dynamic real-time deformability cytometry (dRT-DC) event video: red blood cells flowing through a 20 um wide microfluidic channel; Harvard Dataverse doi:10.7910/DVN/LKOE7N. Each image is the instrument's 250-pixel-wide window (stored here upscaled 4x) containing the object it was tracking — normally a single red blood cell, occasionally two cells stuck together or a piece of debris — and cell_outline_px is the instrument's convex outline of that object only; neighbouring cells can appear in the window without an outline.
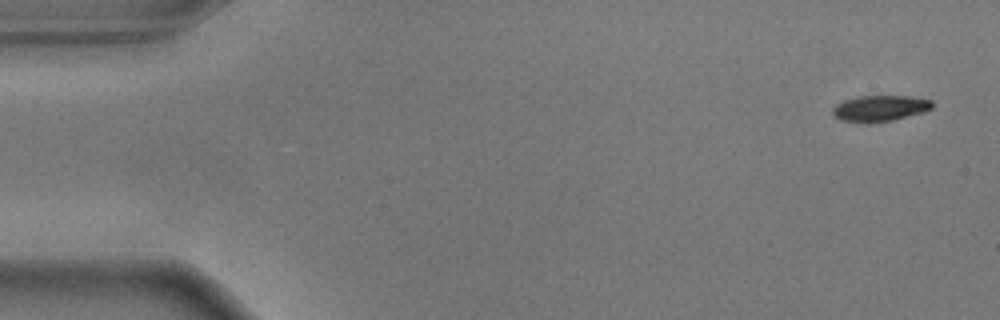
{"species": "common noctule bat (a hibernating species)", "species_latin": "Nyctalus noctula", "temperature_condition": "warm", "stored_images_in_passage": 54, "camera_frame_rate_fps": 3000, "um_per_image_px": 0.085, "animal": {"sex": "male", "body_mass_g": 17.9}, "frame": {"image": 1, "passage_image": 1, "time_ms": 0.0, "image_size_px": [1000, 320], "cell_outline_px": [[932, 108], [924, 112], [892, 120], [872, 124], [840, 120], [832, 116], [832, 108], [836, 104], [844, 100], [856, 96], [912, 96], [932, 100]], "centroid_in_image_um": [74.76, 9.21], "position_along_channel_um": 10.2, "area_um2": 15.37}}
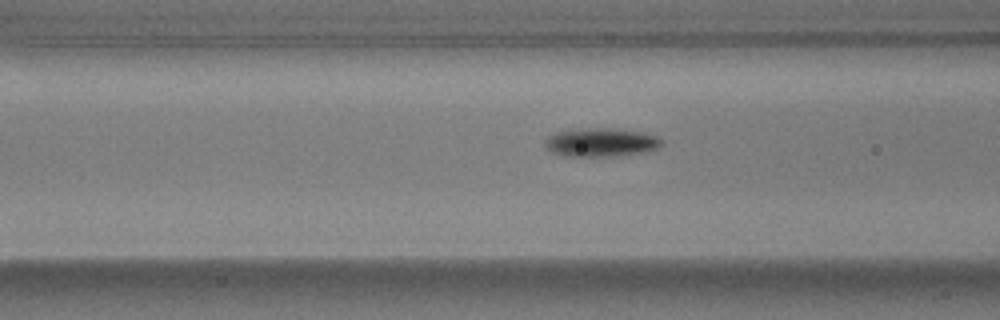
{"frame": {"image": 2, "passage_image": 20, "time_ms": 6.333, "image_size_px": [1000, 320], "cell_outline_px": [[664, 144], [656, 148], [640, 152], [612, 156], [568, 156], [552, 152], [544, 144], [544, 140], [548, 136], [556, 132], [588, 128], [612, 128], [644, 132], [656, 136], [664, 140]], "centroid_in_image_um": [51.09, 12.09], "position_along_channel_um": 115.5, "area_um2": 19.25}}
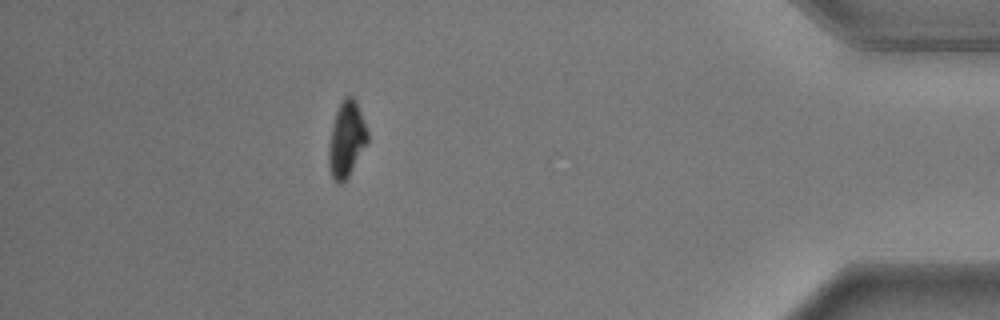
{"frame": {"image": 3, "passage_image": 48, "time_ms": 15.667, "image_size_px": [1000, 320], "cell_outline_px": [[368, 140], [348, 176], [340, 184], [336, 184], [332, 180], [328, 164], [328, 148], [332, 124], [336, 112], [344, 96], [352, 96], [356, 100], [368, 132]], "centroid_in_image_um": [29.42, 11.85], "position_along_channel_um": 405.8, "area_um2": 16.99}, "authors_computed_cell_mechanics": {"area_um2": 17.8602, "velocity_mm_per_s": 3.6443, "shape_relaxation_time_tau1_ms": 1.6926, "shape_relaxation_time_tau2_ms": null, "deformation_change_tau1": 0.153, "deformation_change_tau2": null}}